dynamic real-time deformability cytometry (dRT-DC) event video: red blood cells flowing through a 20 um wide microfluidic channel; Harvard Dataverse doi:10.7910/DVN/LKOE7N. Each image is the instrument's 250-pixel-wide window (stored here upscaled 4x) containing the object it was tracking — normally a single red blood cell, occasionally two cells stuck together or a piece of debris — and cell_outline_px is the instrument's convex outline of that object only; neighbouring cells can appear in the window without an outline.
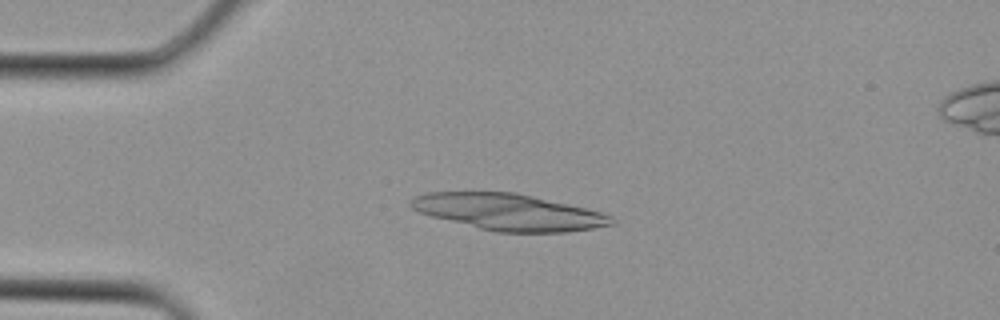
{"species": "Egyptian fruit bat (a non-hibernating species)", "species_latin": "Rousettus aegyptiacus", "temperature_condition": "cold", "stored_images_in_passage": 3, "camera_frame_rate_fps": 3000, "um_per_image_px": 0.085, "animal": {"sex": "female"}, "frame": {"image": 1, "passage_image": 2, "time_ms": 0.333, "image_size_px": [1000, 320], "cell_outline_px": [[616, 224], [568, 232], [496, 232], [432, 216], [420, 212], [412, 208], [408, 204], [416, 196], [428, 192], [516, 192], [568, 204], [600, 212], [612, 216]], "centroid_in_image_um": [43.26, 18.02], "position_along_channel_um": 41.7, "area_um2": 42.14}}